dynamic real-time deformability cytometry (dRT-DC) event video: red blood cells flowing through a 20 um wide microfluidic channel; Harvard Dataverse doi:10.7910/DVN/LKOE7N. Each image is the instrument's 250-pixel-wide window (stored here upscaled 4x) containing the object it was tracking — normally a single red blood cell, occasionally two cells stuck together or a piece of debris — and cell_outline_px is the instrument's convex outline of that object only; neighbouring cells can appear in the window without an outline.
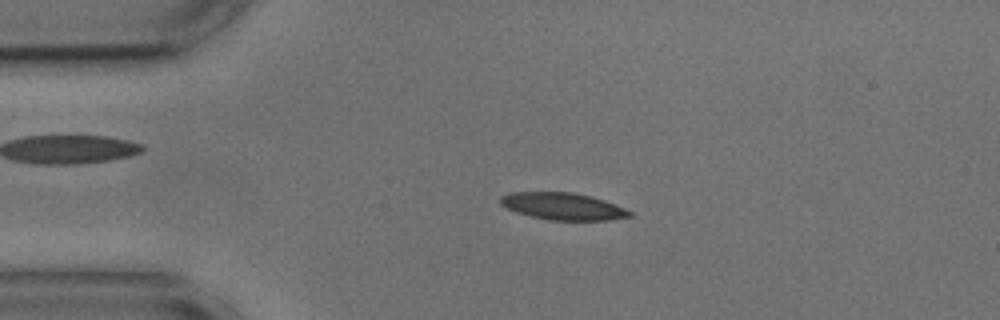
{"species": "common noctule bat (a hibernating species)", "species_latin": "Nyctalus noctula", "temperature_condition": "cold", "stored_images_in_passage": 55, "camera_frame_rate_fps": 3000, "um_per_image_px": 0.085, "animal": {"sex": "male", "body_mass_g": 17.9, "forearm_length_mm": 54.2}, "frame": {"image": 1, "passage_image": 12, "time_ms": 3.667, "image_size_px": [1000, 320], "cell_outline_px": [[632, 216], [608, 220], [548, 220], [516, 212], [500, 204], [500, 196], [512, 192], [572, 192], [592, 196], [604, 200], [624, 208], [632, 212]], "centroid_in_image_um": [47.84, 17.53], "position_along_channel_um": 37.2, "area_um2": 20.29}}
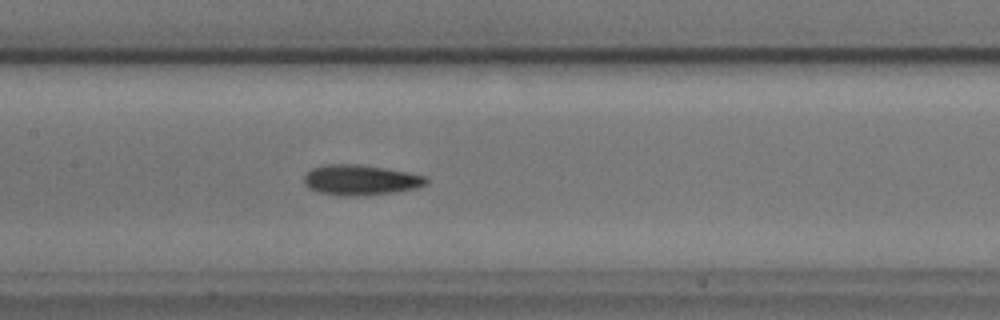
{"frame": {"image": 2, "passage_image": 26, "time_ms": 8.333, "image_size_px": [1000, 320], "cell_outline_px": [[428, 184], [416, 188], [392, 192], [364, 196], [336, 196], [316, 192], [308, 188], [304, 184], [304, 176], [312, 168], [324, 164], [360, 164], [408, 172], [428, 176]], "centroid_in_image_um": [30.63, 15.31], "position_along_channel_um": 176.8, "area_um2": 21.96}}
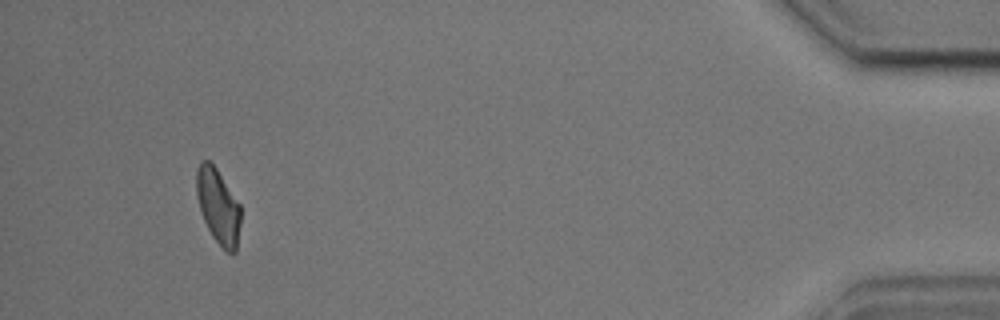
{"frame": {"image": 3, "passage_image": 52, "time_ms": 17.0, "image_size_px": [1000, 320], "cell_outline_px": [[240, 224], [236, 252], [232, 256], [212, 236], [200, 212], [196, 192], [196, 168], [200, 160], [208, 160], [216, 168], [240, 204]], "centroid_in_image_um": [18.53, 17.52], "position_along_channel_um": 416.7, "area_um2": 19.31}, "authors_computed_cell_mechanics": {"area_um2": 20.4034, "velocity_mm_per_s": 3.5923, "shape_relaxation_time_tau1_ms": 5.3569, "shape_relaxation_time_tau2_ms": 3.14, "deformation_change_tau1": 0.1305, "deformation_change_tau2": 0.1041}}